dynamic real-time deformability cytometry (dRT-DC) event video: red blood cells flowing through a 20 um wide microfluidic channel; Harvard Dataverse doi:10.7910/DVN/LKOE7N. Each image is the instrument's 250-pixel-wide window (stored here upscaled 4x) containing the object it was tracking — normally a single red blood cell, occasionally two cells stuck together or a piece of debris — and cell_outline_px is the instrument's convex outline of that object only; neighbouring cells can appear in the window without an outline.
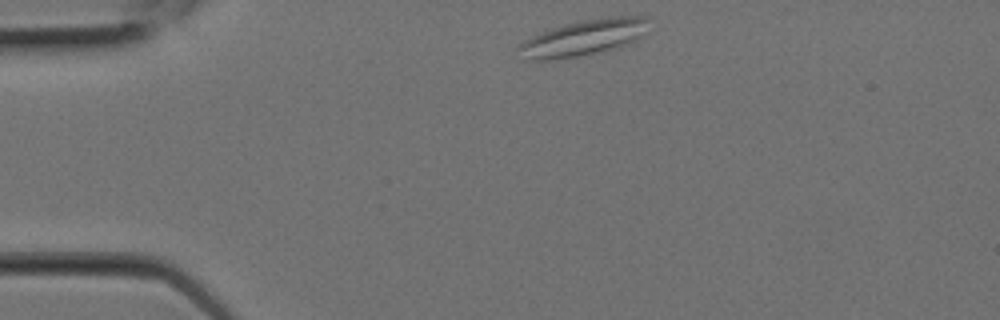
{"species": "Egyptian fruit bat (a non-hibernating species)", "species_latin": "Rousettus aegyptiacus", "temperature_condition": "room temperature", "stored_images_in_passage": 3, "camera_frame_rate_fps": 3000, "um_per_image_px": 0.085, "animal": {"sex": "female"}, "frame": {"image": 1, "passage_image": 1, "time_ms": 0.0, "image_size_px": [1000, 320], "cell_outline_px": [[648, 32], [644, 36], [620, 48], [576, 56], [548, 60], [528, 60], [516, 48], [516, 44], [528, 36], [564, 24], [580, 20], [608, 16], [648, 16]], "centroid_in_image_um": [49.62, 3.19], "position_along_channel_um": 35.4, "area_um2": 27.8}}